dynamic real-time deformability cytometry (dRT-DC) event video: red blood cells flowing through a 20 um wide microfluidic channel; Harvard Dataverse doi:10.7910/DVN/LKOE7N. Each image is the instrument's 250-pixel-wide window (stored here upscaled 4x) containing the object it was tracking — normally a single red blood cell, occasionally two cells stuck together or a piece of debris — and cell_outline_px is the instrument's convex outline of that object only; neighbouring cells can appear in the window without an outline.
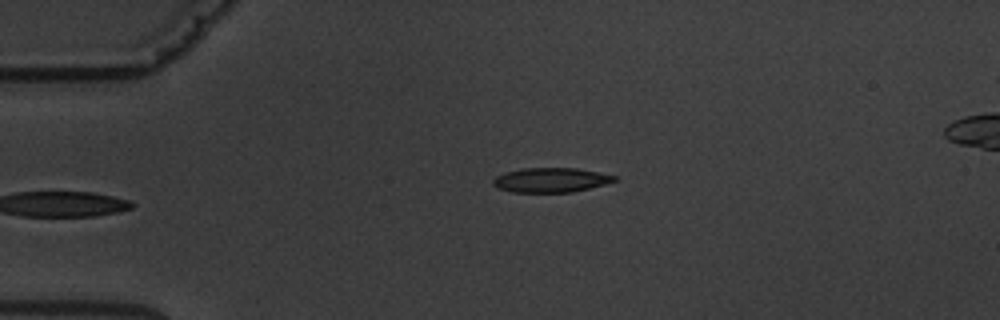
{"species": "common noctule bat (a hibernating species)", "species_latin": "Nyctalus noctula", "temperature_condition": "warm", "stored_images_in_passage": 6, "camera_frame_rate_fps": 3000, "um_per_image_px": 0.085, "animal": {"sex": "male", "body_mass_g": 19.5, "forearm_length_mm": 54.6}, "frame": {"image": 1, "passage_image": 6, "time_ms": 5.667, "image_size_px": [1000, 320], "cell_outline_px": [[616, 180], [604, 184], [572, 192], [512, 192], [496, 188], [492, 184], [492, 180], [496, 176], [504, 172], [524, 168], [576, 168], [616, 176]], "centroid_in_image_um": [46.74, 15.3], "position_along_channel_um": 38.3, "area_um2": 17.22}}